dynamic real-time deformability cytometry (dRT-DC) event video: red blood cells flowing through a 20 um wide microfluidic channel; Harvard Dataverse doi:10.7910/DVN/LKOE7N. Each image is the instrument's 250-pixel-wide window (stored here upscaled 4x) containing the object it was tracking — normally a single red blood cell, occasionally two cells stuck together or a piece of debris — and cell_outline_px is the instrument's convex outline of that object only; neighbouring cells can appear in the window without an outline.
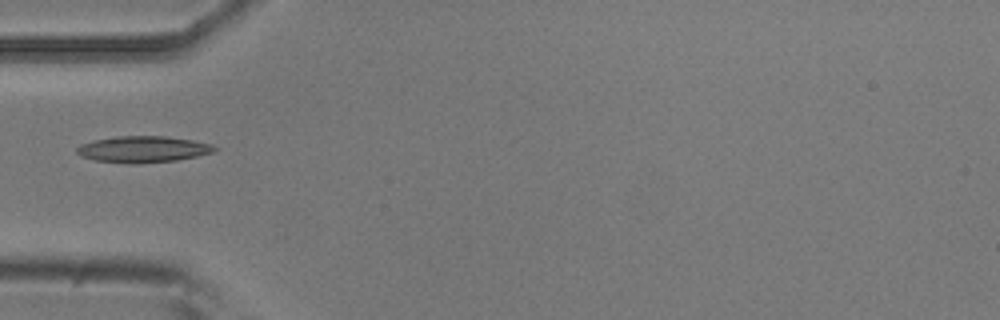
{"species": "common noctule bat (a hibernating species)", "species_latin": "Nyctalus noctula", "temperature_condition": "room temperature", "stored_images_in_passage": 5, "camera_frame_rate_fps": 3000, "um_per_image_px": 0.085, "animal": {"sex": "male", "body_mass_g": 20.5, "forearm_length_mm": 52.5}, "frame": {"image": 1, "passage_image": 4, "time_ms": 4.333, "image_size_px": [1000, 320], "cell_outline_px": [[216, 148], [212, 152], [196, 156], [176, 160], [136, 164], [132, 164], [96, 160], [80, 156], [76, 152], [76, 148], [80, 144], [96, 140], [116, 136], [164, 136], [192, 140], [212, 144]], "centroid_in_image_um": [12.12, 12.69], "position_along_channel_um": 72.9, "area_um2": 20.98}}